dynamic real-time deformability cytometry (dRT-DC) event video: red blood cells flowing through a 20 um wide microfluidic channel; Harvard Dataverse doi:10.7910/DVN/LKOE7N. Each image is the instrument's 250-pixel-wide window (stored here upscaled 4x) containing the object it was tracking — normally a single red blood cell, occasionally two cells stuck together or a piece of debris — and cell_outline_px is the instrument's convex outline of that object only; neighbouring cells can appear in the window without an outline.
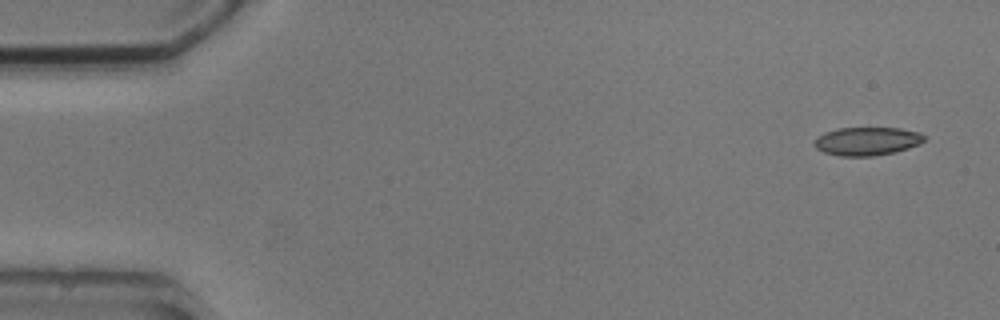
{"species": "common noctule bat (a hibernating species)", "species_latin": "Nyctalus noctula", "temperature_condition": "cold", "stored_images_in_passage": 3, "camera_frame_rate_fps": 3000, "um_per_image_px": 0.085, "animal": {"sex": "male", "body_mass_g": 20.5, "forearm_length_mm": 52.5}, "frame": {"image": 1, "passage_image": 1, "time_ms": 0.0, "image_size_px": [1000, 320], "cell_outline_px": [[924, 140], [920, 144], [896, 152], [872, 156], [840, 156], [824, 152], [816, 148], [816, 136], [824, 132], [836, 128], [900, 128], [920, 132], [924, 136]], "centroid_in_image_um": [73.7, 12.0], "position_along_channel_um": 11.3, "area_um2": 18.15}}